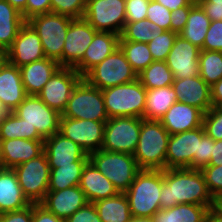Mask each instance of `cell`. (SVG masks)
Returning <instances> with one entry per match:
<instances>
[{
	"label": "cell",
	"instance_id": "6da1fadb",
	"mask_svg": "<svg viewBox=\"0 0 222 222\" xmlns=\"http://www.w3.org/2000/svg\"><path fill=\"white\" fill-rule=\"evenodd\" d=\"M186 203L214 207L215 200L208 191L202 171L190 168L162 170L161 209Z\"/></svg>",
	"mask_w": 222,
	"mask_h": 222
},
{
	"label": "cell",
	"instance_id": "7a4b0ae2",
	"mask_svg": "<svg viewBox=\"0 0 222 222\" xmlns=\"http://www.w3.org/2000/svg\"><path fill=\"white\" fill-rule=\"evenodd\" d=\"M170 134L160 121L142 118L140 137L133 157L140 170H164Z\"/></svg>",
	"mask_w": 222,
	"mask_h": 222
},
{
	"label": "cell",
	"instance_id": "3957f363",
	"mask_svg": "<svg viewBox=\"0 0 222 222\" xmlns=\"http://www.w3.org/2000/svg\"><path fill=\"white\" fill-rule=\"evenodd\" d=\"M162 170H140L125 192L131 216L153 217L161 209Z\"/></svg>",
	"mask_w": 222,
	"mask_h": 222
},
{
	"label": "cell",
	"instance_id": "277c9868",
	"mask_svg": "<svg viewBox=\"0 0 222 222\" xmlns=\"http://www.w3.org/2000/svg\"><path fill=\"white\" fill-rule=\"evenodd\" d=\"M106 113L112 117L143 118L146 88L139 79L102 90Z\"/></svg>",
	"mask_w": 222,
	"mask_h": 222
},
{
	"label": "cell",
	"instance_id": "5b68a950",
	"mask_svg": "<svg viewBox=\"0 0 222 222\" xmlns=\"http://www.w3.org/2000/svg\"><path fill=\"white\" fill-rule=\"evenodd\" d=\"M89 161L107 177L119 193H125L140 171L132 154L103 149L89 154Z\"/></svg>",
	"mask_w": 222,
	"mask_h": 222
},
{
	"label": "cell",
	"instance_id": "8992f818",
	"mask_svg": "<svg viewBox=\"0 0 222 222\" xmlns=\"http://www.w3.org/2000/svg\"><path fill=\"white\" fill-rule=\"evenodd\" d=\"M73 18L55 13L40 14L26 22L38 34L46 58L53 59L62 67V51L70 22Z\"/></svg>",
	"mask_w": 222,
	"mask_h": 222
},
{
	"label": "cell",
	"instance_id": "52a82bcc",
	"mask_svg": "<svg viewBox=\"0 0 222 222\" xmlns=\"http://www.w3.org/2000/svg\"><path fill=\"white\" fill-rule=\"evenodd\" d=\"M62 117L107 122L102 90L82 78L73 89Z\"/></svg>",
	"mask_w": 222,
	"mask_h": 222
},
{
	"label": "cell",
	"instance_id": "ba28073f",
	"mask_svg": "<svg viewBox=\"0 0 222 222\" xmlns=\"http://www.w3.org/2000/svg\"><path fill=\"white\" fill-rule=\"evenodd\" d=\"M90 85L104 90L132 82L138 78L121 48H117L84 77Z\"/></svg>",
	"mask_w": 222,
	"mask_h": 222
},
{
	"label": "cell",
	"instance_id": "9c48e42d",
	"mask_svg": "<svg viewBox=\"0 0 222 222\" xmlns=\"http://www.w3.org/2000/svg\"><path fill=\"white\" fill-rule=\"evenodd\" d=\"M13 170L27 199L31 203H40L48 192L51 171L45 152Z\"/></svg>",
	"mask_w": 222,
	"mask_h": 222
},
{
	"label": "cell",
	"instance_id": "30bf717a",
	"mask_svg": "<svg viewBox=\"0 0 222 222\" xmlns=\"http://www.w3.org/2000/svg\"><path fill=\"white\" fill-rule=\"evenodd\" d=\"M142 118L112 117L105 124L102 148L108 152L134 154L140 137Z\"/></svg>",
	"mask_w": 222,
	"mask_h": 222
},
{
	"label": "cell",
	"instance_id": "8fae6325",
	"mask_svg": "<svg viewBox=\"0 0 222 222\" xmlns=\"http://www.w3.org/2000/svg\"><path fill=\"white\" fill-rule=\"evenodd\" d=\"M45 140L59 132L61 114L48 107L37 95H27L13 111Z\"/></svg>",
	"mask_w": 222,
	"mask_h": 222
},
{
	"label": "cell",
	"instance_id": "7c38bea8",
	"mask_svg": "<svg viewBox=\"0 0 222 222\" xmlns=\"http://www.w3.org/2000/svg\"><path fill=\"white\" fill-rule=\"evenodd\" d=\"M83 18L96 31L120 35L126 24L125 0H91Z\"/></svg>",
	"mask_w": 222,
	"mask_h": 222
},
{
	"label": "cell",
	"instance_id": "4fadbf2b",
	"mask_svg": "<svg viewBox=\"0 0 222 222\" xmlns=\"http://www.w3.org/2000/svg\"><path fill=\"white\" fill-rule=\"evenodd\" d=\"M82 78L76 69L60 67L54 72L37 96L48 107L62 115L73 89Z\"/></svg>",
	"mask_w": 222,
	"mask_h": 222
},
{
	"label": "cell",
	"instance_id": "5bb4252c",
	"mask_svg": "<svg viewBox=\"0 0 222 222\" xmlns=\"http://www.w3.org/2000/svg\"><path fill=\"white\" fill-rule=\"evenodd\" d=\"M105 124L61 116L59 133L78 144L89 155L102 148Z\"/></svg>",
	"mask_w": 222,
	"mask_h": 222
},
{
	"label": "cell",
	"instance_id": "9a60e30c",
	"mask_svg": "<svg viewBox=\"0 0 222 222\" xmlns=\"http://www.w3.org/2000/svg\"><path fill=\"white\" fill-rule=\"evenodd\" d=\"M205 134L203 126L170 135L165 158V169H194V155H198L199 142Z\"/></svg>",
	"mask_w": 222,
	"mask_h": 222
},
{
	"label": "cell",
	"instance_id": "2e32d148",
	"mask_svg": "<svg viewBox=\"0 0 222 222\" xmlns=\"http://www.w3.org/2000/svg\"><path fill=\"white\" fill-rule=\"evenodd\" d=\"M97 32L83 17L72 19L62 51V67L74 68L83 59Z\"/></svg>",
	"mask_w": 222,
	"mask_h": 222
},
{
	"label": "cell",
	"instance_id": "e0dca14e",
	"mask_svg": "<svg viewBox=\"0 0 222 222\" xmlns=\"http://www.w3.org/2000/svg\"><path fill=\"white\" fill-rule=\"evenodd\" d=\"M201 49L180 35L175 38L166 63L174 79H185L199 75V54Z\"/></svg>",
	"mask_w": 222,
	"mask_h": 222
},
{
	"label": "cell",
	"instance_id": "ac0fdd59",
	"mask_svg": "<svg viewBox=\"0 0 222 222\" xmlns=\"http://www.w3.org/2000/svg\"><path fill=\"white\" fill-rule=\"evenodd\" d=\"M43 58L46 56L41 40L35 30L26 22L8 49V62L21 67Z\"/></svg>",
	"mask_w": 222,
	"mask_h": 222
},
{
	"label": "cell",
	"instance_id": "d6986e66",
	"mask_svg": "<svg viewBox=\"0 0 222 222\" xmlns=\"http://www.w3.org/2000/svg\"><path fill=\"white\" fill-rule=\"evenodd\" d=\"M44 152L50 168L71 165L76 161H89V155L78 144L59 132L44 140Z\"/></svg>",
	"mask_w": 222,
	"mask_h": 222
},
{
	"label": "cell",
	"instance_id": "ffe728a7",
	"mask_svg": "<svg viewBox=\"0 0 222 222\" xmlns=\"http://www.w3.org/2000/svg\"><path fill=\"white\" fill-rule=\"evenodd\" d=\"M88 203L79 185L59 191H48L40 204L58 218L66 220Z\"/></svg>",
	"mask_w": 222,
	"mask_h": 222
},
{
	"label": "cell",
	"instance_id": "44dd1931",
	"mask_svg": "<svg viewBox=\"0 0 222 222\" xmlns=\"http://www.w3.org/2000/svg\"><path fill=\"white\" fill-rule=\"evenodd\" d=\"M204 112L183 102H175L159 120L170 135L195 128L203 123Z\"/></svg>",
	"mask_w": 222,
	"mask_h": 222
},
{
	"label": "cell",
	"instance_id": "7402d4cb",
	"mask_svg": "<svg viewBox=\"0 0 222 222\" xmlns=\"http://www.w3.org/2000/svg\"><path fill=\"white\" fill-rule=\"evenodd\" d=\"M44 152V140H1V167L11 168L38 157Z\"/></svg>",
	"mask_w": 222,
	"mask_h": 222
},
{
	"label": "cell",
	"instance_id": "603a6c76",
	"mask_svg": "<svg viewBox=\"0 0 222 222\" xmlns=\"http://www.w3.org/2000/svg\"><path fill=\"white\" fill-rule=\"evenodd\" d=\"M120 35L98 31L85 51L83 59L74 67L84 77L93 67L119 48Z\"/></svg>",
	"mask_w": 222,
	"mask_h": 222
},
{
	"label": "cell",
	"instance_id": "cb8c5ba5",
	"mask_svg": "<svg viewBox=\"0 0 222 222\" xmlns=\"http://www.w3.org/2000/svg\"><path fill=\"white\" fill-rule=\"evenodd\" d=\"M20 68L7 62L0 69V104L6 112H13L26 98Z\"/></svg>",
	"mask_w": 222,
	"mask_h": 222
},
{
	"label": "cell",
	"instance_id": "d4e9b609",
	"mask_svg": "<svg viewBox=\"0 0 222 222\" xmlns=\"http://www.w3.org/2000/svg\"><path fill=\"white\" fill-rule=\"evenodd\" d=\"M172 86L177 94L178 102L195 106L204 113L212 107L210 86L199 75L174 79Z\"/></svg>",
	"mask_w": 222,
	"mask_h": 222
},
{
	"label": "cell",
	"instance_id": "484cf974",
	"mask_svg": "<svg viewBox=\"0 0 222 222\" xmlns=\"http://www.w3.org/2000/svg\"><path fill=\"white\" fill-rule=\"evenodd\" d=\"M31 204L23 194L15 171L0 167V214L22 210Z\"/></svg>",
	"mask_w": 222,
	"mask_h": 222
},
{
	"label": "cell",
	"instance_id": "4316f807",
	"mask_svg": "<svg viewBox=\"0 0 222 222\" xmlns=\"http://www.w3.org/2000/svg\"><path fill=\"white\" fill-rule=\"evenodd\" d=\"M79 187L84 192L88 202H96L101 199L116 196L119 192L90 161L82 170Z\"/></svg>",
	"mask_w": 222,
	"mask_h": 222
},
{
	"label": "cell",
	"instance_id": "83f0119b",
	"mask_svg": "<svg viewBox=\"0 0 222 222\" xmlns=\"http://www.w3.org/2000/svg\"><path fill=\"white\" fill-rule=\"evenodd\" d=\"M60 67L57 61L49 58H43L19 67L27 95H38L54 72Z\"/></svg>",
	"mask_w": 222,
	"mask_h": 222
},
{
	"label": "cell",
	"instance_id": "f1b7e54d",
	"mask_svg": "<svg viewBox=\"0 0 222 222\" xmlns=\"http://www.w3.org/2000/svg\"><path fill=\"white\" fill-rule=\"evenodd\" d=\"M178 101L173 86L146 89L143 119L159 121L170 107Z\"/></svg>",
	"mask_w": 222,
	"mask_h": 222
},
{
	"label": "cell",
	"instance_id": "f546056e",
	"mask_svg": "<svg viewBox=\"0 0 222 222\" xmlns=\"http://www.w3.org/2000/svg\"><path fill=\"white\" fill-rule=\"evenodd\" d=\"M210 208L197 204H177L160 209L153 216L154 222H205Z\"/></svg>",
	"mask_w": 222,
	"mask_h": 222
},
{
	"label": "cell",
	"instance_id": "4dcf8cb0",
	"mask_svg": "<svg viewBox=\"0 0 222 222\" xmlns=\"http://www.w3.org/2000/svg\"><path fill=\"white\" fill-rule=\"evenodd\" d=\"M25 23L19 11L8 1L0 0V47L8 50Z\"/></svg>",
	"mask_w": 222,
	"mask_h": 222
},
{
	"label": "cell",
	"instance_id": "1f68e13d",
	"mask_svg": "<svg viewBox=\"0 0 222 222\" xmlns=\"http://www.w3.org/2000/svg\"><path fill=\"white\" fill-rule=\"evenodd\" d=\"M210 23L211 20L202 7L200 5H194L190 9L185 27L178 35L199 49H202Z\"/></svg>",
	"mask_w": 222,
	"mask_h": 222
},
{
	"label": "cell",
	"instance_id": "d6a6232c",
	"mask_svg": "<svg viewBox=\"0 0 222 222\" xmlns=\"http://www.w3.org/2000/svg\"><path fill=\"white\" fill-rule=\"evenodd\" d=\"M102 222H128L132 217L125 193L94 202Z\"/></svg>",
	"mask_w": 222,
	"mask_h": 222
},
{
	"label": "cell",
	"instance_id": "836d02e7",
	"mask_svg": "<svg viewBox=\"0 0 222 222\" xmlns=\"http://www.w3.org/2000/svg\"><path fill=\"white\" fill-rule=\"evenodd\" d=\"M14 138L44 140L38 134L36 128H32L14 112H6L0 119V139L8 140Z\"/></svg>",
	"mask_w": 222,
	"mask_h": 222
},
{
	"label": "cell",
	"instance_id": "e575fe53",
	"mask_svg": "<svg viewBox=\"0 0 222 222\" xmlns=\"http://www.w3.org/2000/svg\"><path fill=\"white\" fill-rule=\"evenodd\" d=\"M87 162L76 161L71 165H59L58 168H50L48 191H59L79 185L82 170Z\"/></svg>",
	"mask_w": 222,
	"mask_h": 222
},
{
	"label": "cell",
	"instance_id": "d590c367",
	"mask_svg": "<svg viewBox=\"0 0 222 222\" xmlns=\"http://www.w3.org/2000/svg\"><path fill=\"white\" fill-rule=\"evenodd\" d=\"M138 79L146 89L163 88L172 85L173 74L166 61H154L141 73Z\"/></svg>",
	"mask_w": 222,
	"mask_h": 222
},
{
	"label": "cell",
	"instance_id": "8d00e7d4",
	"mask_svg": "<svg viewBox=\"0 0 222 222\" xmlns=\"http://www.w3.org/2000/svg\"><path fill=\"white\" fill-rule=\"evenodd\" d=\"M119 47L137 75L154 62L147 43L119 40Z\"/></svg>",
	"mask_w": 222,
	"mask_h": 222
},
{
	"label": "cell",
	"instance_id": "74e56055",
	"mask_svg": "<svg viewBox=\"0 0 222 222\" xmlns=\"http://www.w3.org/2000/svg\"><path fill=\"white\" fill-rule=\"evenodd\" d=\"M199 76L211 87L222 78V52L201 50Z\"/></svg>",
	"mask_w": 222,
	"mask_h": 222
},
{
	"label": "cell",
	"instance_id": "f35d334b",
	"mask_svg": "<svg viewBox=\"0 0 222 222\" xmlns=\"http://www.w3.org/2000/svg\"><path fill=\"white\" fill-rule=\"evenodd\" d=\"M177 33L171 30L153 28V36L147 44L154 61H166L168 54L173 47Z\"/></svg>",
	"mask_w": 222,
	"mask_h": 222
},
{
	"label": "cell",
	"instance_id": "ab89813d",
	"mask_svg": "<svg viewBox=\"0 0 222 222\" xmlns=\"http://www.w3.org/2000/svg\"><path fill=\"white\" fill-rule=\"evenodd\" d=\"M153 25L148 19L126 22L120 40L148 43L153 36Z\"/></svg>",
	"mask_w": 222,
	"mask_h": 222
},
{
	"label": "cell",
	"instance_id": "60d3db41",
	"mask_svg": "<svg viewBox=\"0 0 222 222\" xmlns=\"http://www.w3.org/2000/svg\"><path fill=\"white\" fill-rule=\"evenodd\" d=\"M51 13L66 15L71 18H82L86 10L83 0H50Z\"/></svg>",
	"mask_w": 222,
	"mask_h": 222
},
{
	"label": "cell",
	"instance_id": "b9f144b4",
	"mask_svg": "<svg viewBox=\"0 0 222 222\" xmlns=\"http://www.w3.org/2000/svg\"><path fill=\"white\" fill-rule=\"evenodd\" d=\"M205 133L214 141L222 140V111L212 106L203 116Z\"/></svg>",
	"mask_w": 222,
	"mask_h": 222
},
{
	"label": "cell",
	"instance_id": "7bdbcfd3",
	"mask_svg": "<svg viewBox=\"0 0 222 222\" xmlns=\"http://www.w3.org/2000/svg\"><path fill=\"white\" fill-rule=\"evenodd\" d=\"M171 11L161 5L160 3L154 1L149 2L147 8V17L154 28H159L164 30H170L171 22Z\"/></svg>",
	"mask_w": 222,
	"mask_h": 222
},
{
	"label": "cell",
	"instance_id": "ee69618b",
	"mask_svg": "<svg viewBox=\"0 0 222 222\" xmlns=\"http://www.w3.org/2000/svg\"><path fill=\"white\" fill-rule=\"evenodd\" d=\"M208 191L216 200L218 197H222V165H207L201 169Z\"/></svg>",
	"mask_w": 222,
	"mask_h": 222
},
{
	"label": "cell",
	"instance_id": "f6af8a7d",
	"mask_svg": "<svg viewBox=\"0 0 222 222\" xmlns=\"http://www.w3.org/2000/svg\"><path fill=\"white\" fill-rule=\"evenodd\" d=\"M201 50L222 52V21H211Z\"/></svg>",
	"mask_w": 222,
	"mask_h": 222
},
{
	"label": "cell",
	"instance_id": "bcb514c9",
	"mask_svg": "<svg viewBox=\"0 0 222 222\" xmlns=\"http://www.w3.org/2000/svg\"><path fill=\"white\" fill-rule=\"evenodd\" d=\"M213 146L214 140L205 133L199 142L198 155H194V169L201 170L209 164Z\"/></svg>",
	"mask_w": 222,
	"mask_h": 222
},
{
	"label": "cell",
	"instance_id": "7dc6e473",
	"mask_svg": "<svg viewBox=\"0 0 222 222\" xmlns=\"http://www.w3.org/2000/svg\"><path fill=\"white\" fill-rule=\"evenodd\" d=\"M148 5V0H125L126 22L146 19Z\"/></svg>",
	"mask_w": 222,
	"mask_h": 222
},
{
	"label": "cell",
	"instance_id": "c3c4849f",
	"mask_svg": "<svg viewBox=\"0 0 222 222\" xmlns=\"http://www.w3.org/2000/svg\"><path fill=\"white\" fill-rule=\"evenodd\" d=\"M65 222H102L97 209L92 202L86 203L82 208L78 209L73 215L65 220Z\"/></svg>",
	"mask_w": 222,
	"mask_h": 222
},
{
	"label": "cell",
	"instance_id": "681fc988",
	"mask_svg": "<svg viewBox=\"0 0 222 222\" xmlns=\"http://www.w3.org/2000/svg\"><path fill=\"white\" fill-rule=\"evenodd\" d=\"M193 6H184L178 8L176 11H171L170 30L179 34L187 23L190 9Z\"/></svg>",
	"mask_w": 222,
	"mask_h": 222
},
{
	"label": "cell",
	"instance_id": "f907efd6",
	"mask_svg": "<svg viewBox=\"0 0 222 222\" xmlns=\"http://www.w3.org/2000/svg\"><path fill=\"white\" fill-rule=\"evenodd\" d=\"M51 13L50 0H28L26 4V21L33 16Z\"/></svg>",
	"mask_w": 222,
	"mask_h": 222
},
{
	"label": "cell",
	"instance_id": "816d5d0a",
	"mask_svg": "<svg viewBox=\"0 0 222 222\" xmlns=\"http://www.w3.org/2000/svg\"><path fill=\"white\" fill-rule=\"evenodd\" d=\"M32 222H65V220L58 218L40 203H32Z\"/></svg>",
	"mask_w": 222,
	"mask_h": 222
},
{
	"label": "cell",
	"instance_id": "f5cc1de1",
	"mask_svg": "<svg viewBox=\"0 0 222 222\" xmlns=\"http://www.w3.org/2000/svg\"><path fill=\"white\" fill-rule=\"evenodd\" d=\"M0 222H32V204L22 210L0 214Z\"/></svg>",
	"mask_w": 222,
	"mask_h": 222
},
{
	"label": "cell",
	"instance_id": "db71d44e",
	"mask_svg": "<svg viewBox=\"0 0 222 222\" xmlns=\"http://www.w3.org/2000/svg\"><path fill=\"white\" fill-rule=\"evenodd\" d=\"M211 21H222V6L214 5L207 0L200 5Z\"/></svg>",
	"mask_w": 222,
	"mask_h": 222
},
{
	"label": "cell",
	"instance_id": "11a10c76",
	"mask_svg": "<svg viewBox=\"0 0 222 222\" xmlns=\"http://www.w3.org/2000/svg\"><path fill=\"white\" fill-rule=\"evenodd\" d=\"M208 165H222V140L214 141V146L211 153V160Z\"/></svg>",
	"mask_w": 222,
	"mask_h": 222
},
{
	"label": "cell",
	"instance_id": "9f6ffc18",
	"mask_svg": "<svg viewBox=\"0 0 222 222\" xmlns=\"http://www.w3.org/2000/svg\"><path fill=\"white\" fill-rule=\"evenodd\" d=\"M212 106L222 102V78L210 87Z\"/></svg>",
	"mask_w": 222,
	"mask_h": 222
},
{
	"label": "cell",
	"instance_id": "6f0895ef",
	"mask_svg": "<svg viewBox=\"0 0 222 222\" xmlns=\"http://www.w3.org/2000/svg\"><path fill=\"white\" fill-rule=\"evenodd\" d=\"M156 2L160 3L170 11H176L178 8L184 6H194L190 4L188 0H156Z\"/></svg>",
	"mask_w": 222,
	"mask_h": 222
},
{
	"label": "cell",
	"instance_id": "680465c9",
	"mask_svg": "<svg viewBox=\"0 0 222 222\" xmlns=\"http://www.w3.org/2000/svg\"><path fill=\"white\" fill-rule=\"evenodd\" d=\"M8 1L17 11H19L24 20L26 21V4L28 0H6Z\"/></svg>",
	"mask_w": 222,
	"mask_h": 222
},
{
	"label": "cell",
	"instance_id": "91938a15",
	"mask_svg": "<svg viewBox=\"0 0 222 222\" xmlns=\"http://www.w3.org/2000/svg\"><path fill=\"white\" fill-rule=\"evenodd\" d=\"M206 222H222V215L213 207L208 211Z\"/></svg>",
	"mask_w": 222,
	"mask_h": 222
},
{
	"label": "cell",
	"instance_id": "94428289",
	"mask_svg": "<svg viewBox=\"0 0 222 222\" xmlns=\"http://www.w3.org/2000/svg\"><path fill=\"white\" fill-rule=\"evenodd\" d=\"M8 62V50L0 47V69Z\"/></svg>",
	"mask_w": 222,
	"mask_h": 222
},
{
	"label": "cell",
	"instance_id": "6125c7cd",
	"mask_svg": "<svg viewBox=\"0 0 222 222\" xmlns=\"http://www.w3.org/2000/svg\"><path fill=\"white\" fill-rule=\"evenodd\" d=\"M128 222H154L153 217H135L132 216Z\"/></svg>",
	"mask_w": 222,
	"mask_h": 222
},
{
	"label": "cell",
	"instance_id": "be15d7a7",
	"mask_svg": "<svg viewBox=\"0 0 222 222\" xmlns=\"http://www.w3.org/2000/svg\"><path fill=\"white\" fill-rule=\"evenodd\" d=\"M214 208L222 215V197L215 200Z\"/></svg>",
	"mask_w": 222,
	"mask_h": 222
},
{
	"label": "cell",
	"instance_id": "e7e4bbea",
	"mask_svg": "<svg viewBox=\"0 0 222 222\" xmlns=\"http://www.w3.org/2000/svg\"><path fill=\"white\" fill-rule=\"evenodd\" d=\"M190 4L192 5H201L204 3L206 0H188Z\"/></svg>",
	"mask_w": 222,
	"mask_h": 222
},
{
	"label": "cell",
	"instance_id": "03108f58",
	"mask_svg": "<svg viewBox=\"0 0 222 222\" xmlns=\"http://www.w3.org/2000/svg\"><path fill=\"white\" fill-rule=\"evenodd\" d=\"M208 2L214 3V5L222 6V0H207Z\"/></svg>",
	"mask_w": 222,
	"mask_h": 222
},
{
	"label": "cell",
	"instance_id": "003e7915",
	"mask_svg": "<svg viewBox=\"0 0 222 222\" xmlns=\"http://www.w3.org/2000/svg\"><path fill=\"white\" fill-rule=\"evenodd\" d=\"M6 111L3 109V107L0 104V119L5 115Z\"/></svg>",
	"mask_w": 222,
	"mask_h": 222
},
{
	"label": "cell",
	"instance_id": "a7ac6f4b",
	"mask_svg": "<svg viewBox=\"0 0 222 222\" xmlns=\"http://www.w3.org/2000/svg\"><path fill=\"white\" fill-rule=\"evenodd\" d=\"M220 111H222V102L216 106Z\"/></svg>",
	"mask_w": 222,
	"mask_h": 222
},
{
	"label": "cell",
	"instance_id": "89a4df30",
	"mask_svg": "<svg viewBox=\"0 0 222 222\" xmlns=\"http://www.w3.org/2000/svg\"><path fill=\"white\" fill-rule=\"evenodd\" d=\"M0 167H1V139H0Z\"/></svg>",
	"mask_w": 222,
	"mask_h": 222
},
{
	"label": "cell",
	"instance_id": "2644e50d",
	"mask_svg": "<svg viewBox=\"0 0 222 222\" xmlns=\"http://www.w3.org/2000/svg\"><path fill=\"white\" fill-rule=\"evenodd\" d=\"M84 1V3L85 4H87L89 1H91V0H83Z\"/></svg>",
	"mask_w": 222,
	"mask_h": 222
}]
</instances>
